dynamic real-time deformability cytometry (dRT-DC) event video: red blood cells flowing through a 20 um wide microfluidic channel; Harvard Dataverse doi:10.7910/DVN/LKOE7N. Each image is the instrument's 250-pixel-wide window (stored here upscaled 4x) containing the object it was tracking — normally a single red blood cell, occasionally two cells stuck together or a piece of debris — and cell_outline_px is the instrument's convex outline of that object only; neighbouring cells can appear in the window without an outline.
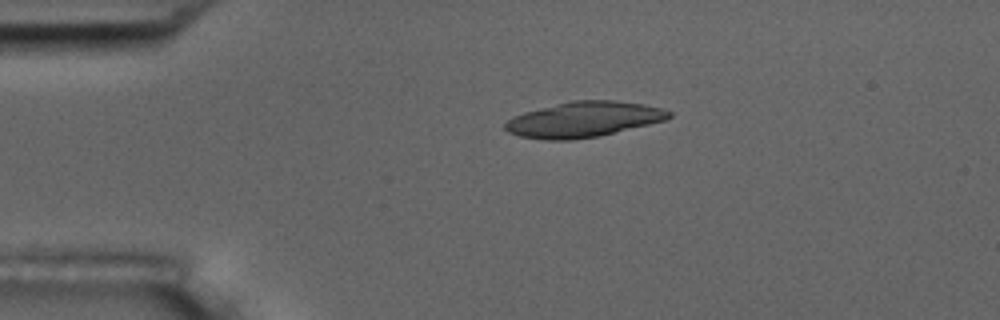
{"species": "common noctule bat (a hibernating species)", "species_latin": "Nyctalus noctula", "temperature_condition": "room temperature", "stored_images_in_passage": 4, "camera_frame_rate_fps": 3000, "um_per_image_px": 0.085, "animal": {"sex": "male", "body_mass_g": 17.5, "forearm_length_mm": 52.3}, "frame": {"image": 1, "passage_image": 2, "time_ms": 1.333, "image_size_px": [1000, 320], "cell_outline_px": [[672, 116], [664, 120], [600, 136], [572, 140], [544, 140], [520, 136], [508, 132], [504, 128], [504, 124], [512, 116], [524, 112], [572, 100], [616, 100], [644, 104], [664, 108], [672, 112]], "centroid_in_image_um": [49.61, 10.15], "position_along_channel_um": 35.4, "area_um2": 33.87}}